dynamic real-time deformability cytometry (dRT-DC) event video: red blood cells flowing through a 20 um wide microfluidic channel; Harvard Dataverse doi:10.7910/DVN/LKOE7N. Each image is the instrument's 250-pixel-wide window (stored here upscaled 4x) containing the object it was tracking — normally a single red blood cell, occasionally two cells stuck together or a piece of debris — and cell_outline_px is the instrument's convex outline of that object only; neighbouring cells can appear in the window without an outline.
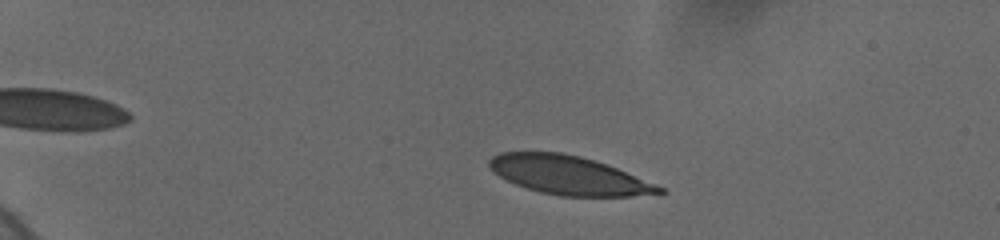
{"species": "human", "species_latin": "Homo sapiens", "temperature_condition": "cold", "stored_images_in_passage": 46, "camera_frame_rate_fps": 3000, "um_per_image_px": 0.085, "donor": {"sex": "female"}, "frame": {"image": 1, "passage_image": 15, "time_ms": 2.333, "image_size_px": [1000, 240], "cell_outline_px": [[668, 192], [628, 196], [560, 196], [540, 192], [516, 184], [500, 176], [488, 168], [488, 160], [492, 156], [500, 152], [560, 152], [580, 156], [608, 164], [664, 188]], "centroid_in_image_um": [48.31, 14.88], "position_along_channel_um": 36.7, "area_um2": 38.03}}
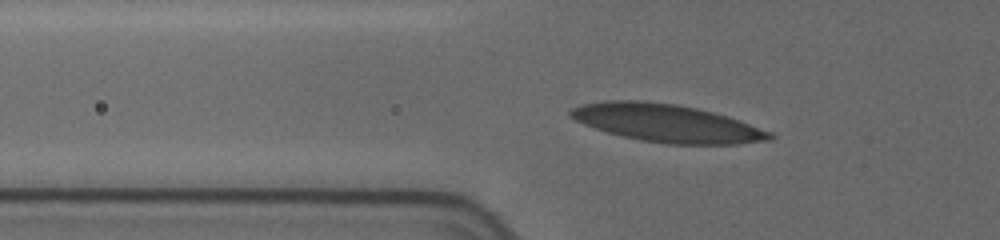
{"frame": {"image": 2, "passage_image": 36, "time_ms": 5.333, "image_size_px": [1000, 240], "cell_outline_px": [[776, 136], [772, 140], [736, 144], [668, 144], [640, 140], [608, 132], [584, 124], [568, 116], [568, 112], [572, 108], [584, 104], [608, 100], [640, 100], [676, 104], [696, 108], [728, 116], [740, 120], [772, 132]], "centroid_in_image_um": [56.72, 10.47], "position_along_channel_um": 69.1, "area_um2": 43.75}}
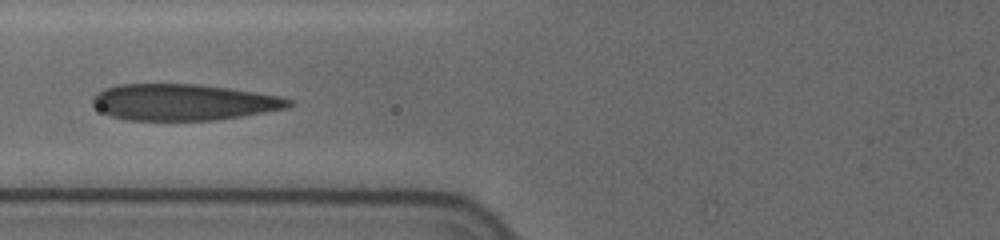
{"frame": {"image": 3, "passage_image": 45, "time_ms": 6.667, "image_size_px": [1000, 240], "cell_outline_px": [[292, 104], [288, 108], [244, 116], [216, 120], [128, 120], [112, 116], [104, 112], [92, 104], [92, 96], [96, 92], [104, 88], [116, 84], [196, 84], [228, 88], [280, 96], [292, 100]], "centroid_in_image_um": [15.58, 8.68], "position_along_channel_um": 110.2, "area_um2": 41.56}}